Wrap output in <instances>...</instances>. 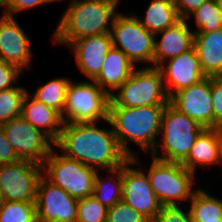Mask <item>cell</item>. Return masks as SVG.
I'll list each match as a JSON object with an SVG mask.
<instances>
[{
  "instance_id": "obj_1",
  "label": "cell",
  "mask_w": 222,
  "mask_h": 222,
  "mask_svg": "<svg viewBox=\"0 0 222 222\" xmlns=\"http://www.w3.org/2000/svg\"><path fill=\"white\" fill-rule=\"evenodd\" d=\"M97 122L64 123L54 147L71 159L99 171L123 166L129 157L120 148L113 129L100 128Z\"/></svg>"
},
{
  "instance_id": "obj_2",
  "label": "cell",
  "mask_w": 222,
  "mask_h": 222,
  "mask_svg": "<svg viewBox=\"0 0 222 222\" xmlns=\"http://www.w3.org/2000/svg\"><path fill=\"white\" fill-rule=\"evenodd\" d=\"M164 109L165 106H108L106 122L111 125L120 148L129 158L137 155L129 147V141L139 145L145 154L154 151Z\"/></svg>"
},
{
  "instance_id": "obj_3",
  "label": "cell",
  "mask_w": 222,
  "mask_h": 222,
  "mask_svg": "<svg viewBox=\"0 0 222 222\" xmlns=\"http://www.w3.org/2000/svg\"><path fill=\"white\" fill-rule=\"evenodd\" d=\"M119 3L116 0H70L54 31V44L68 45L81 37L110 34Z\"/></svg>"
},
{
  "instance_id": "obj_4",
  "label": "cell",
  "mask_w": 222,
  "mask_h": 222,
  "mask_svg": "<svg viewBox=\"0 0 222 222\" xmlns=\"http://www.w3.org/2000/svg\"><path fill=\"white\" fill-rule=\"evenodd\" d=\"M204 129L205 127L196 120L191 119L168 103L161 117V143L157 142L151 153L152 157L163 161L182 163ZM158 148H162L164 156L159 155Z\"/></svg>"
},
{
  "instance_id": "obj_5",
  "label": "cell",
  "mask_w": 222,
  "mask_h": 222,
  "mask_svg": "<svg viewBox=\"0 0 222 222\" xmlns=\"http://www.w3.org/2000/svg\"><path fill=\"white\" fill-rule=\"evenodd\" d=\"M110 95L108 106H166L169 103L159 67L134 69L132 75Z\"/></svg>"
},
{
  "instance_id": "obj_6",
  "label": "cell",
  "mask_w": 222,
  "mask_h": 222,
  "mask_svg": "<svg viewBox=\"0 0 222 222\" xmlns=\"http://www.w3.org/2000/svg\"><path fill=\"white\" fill-rule=\"evenodd\" d=\"M147 176L162 206H175L177 201L180 204L181 201L190 200L195 192V174L181 163L152 157Z\"/></svg>"
},
{
  "instance_id": "obj_7",
  "label": "cell",
  "mask_w": 222,
  "mask_h": 222,
  "mask_svg": "<svg viewBox=\"0 0 222 222\" xmlns=\"http://www.w3.org/2000/svg\"><path fill=\"white\" fill-rule=\"evenodd\" d=\"M42 168L43 176L49 182L77 200L92 195L95 175L99 173L80 161L59 155L54 147L44 160Z\"/></svg>"
},
{
  "instance_id": "obj_8",
  "label": "cell",
  "mask_w": 222,
  "mask_h": 222,
  "mask_svg": "<svg viewBox=\"0 0 222 222\" xmlns=\"http://www.w3.org/2000/svg\"><path fill=\"white\" fill-rule=\"evenodd\" d=\"M109 101L110 96L94 81H70L62 119L64 123L106 121Z\"/></svg>"
},
{
  "instance_id": "obj_9",
  "label": "cell",
  "mask_w": 222,
  "mask_h": 222,
  "mask_svg": "<svg viewBox=\"0 0 222 222\" xmlns=\"http://www.w3.org/2000/svg\"><path fill=\"white\" fill-rule=\"evenodd\" d=\"M113 47L120 49L135 65L149 63L154 66L155 35L147 31L138 16L118 12L111 31Z\"/></svg>"
},
{
  "instance_id": "obj_10",
  "label": "cell",
  "mask_w": 222,
  "mask_h": 222,
  "mask_svg": "<svg viewBox=\"0 0 222 222\" xmlns=\"http://www.w3.org/2000/svg\"><path fill=\"white\" fill-rule=\"evenodd\" d=\"M42 165L30 160L0 165V201L35 203Z\"/></svg>"
},
{
  "instance_id": "obj_11",
  "label": "cell",
  "mask_w": 222,
  "mask_h": 222,
  "mask_svg": "<svg viewBox=\"0 0 222 222\" xmlns=\"http://www.w3.org/2000/svg\"><path fill=\"white\" fill-rule=\"evenodd\" d=\"M132 166H141L138 155L123 164L122 200L150 222L162 205L153 192L146 172Z\"/></svg>"
},
{
  "instance_id": "obj_12",
  "label": "cell",
  "mask_w": 222,
  "mask_h": 222,
  "mask_svg": "<svg viewBox=\"0 0 222 222\" xmlns=\"http://www.w3.org/2000/svg\"><path fill=\"white\" fill-rule=\"evenodd\" d=\"M21 160L43 164L54 143L41 131L19 116L0 125Z\"/></svg>"
},
{
  "instance_id": "obj_13",
  "label": "cell",
  "mask_w": 222,
  "mask_h": 222,
  "mask_svg": "<svg viewBox=\"0 0 222 222\" xmlns=\"http://www.w3.org/2000/svg\"><path fill=\"white\" fill-rule=\"evenodd\" d=\"M77 204L66 191L40 178L35 200L38 222H76Z\"/></svg>"
},
{
  "instance_id": "obj_14",
  "label": "cell",
  "mask_w": 222,
  "mask_h": 222,
  "mask_svg": "<svg viewBox=\"0 0 222 222\" xmlns=\"http://www.w3.org/2000/svg\"><path fill=\"white\" fill-rule=\"evenodd\" d=\"M169 103L205 128H213L211 77L174 93Z\"/></svg>"
},
{
  "instance_id": "obj_15",
  "label": "cell",
  "mask_w": 222,
  "mask_h": 222,
  "mask_svg": "<svg viewBox=\"0 0 222 222\" xmlns=\"http://www.w3.org/2000/svg\"><path fill=\"white\" fill-rule=\"evenodd\" d=\"M159 69L164 89L170 98L174 93L198 83L206 77L202 71L195 48L163 62Z\"/></svg>"
},
{
  "instance_id": "obj_16",
  "label": "cell",
  "mask_w": 222,
  "mask_h": 222,
  "mask_svg": "<svg viewBox=\"0 0 222 222\" xmlns=\"http://www.w3.org/2000/svg\"><path fill=\"white\" fill-rule=\"evenodd\" d=\"M31 40L14 16L0 17V60L17 66L21 71L30 70Z\"/></svg>"
},
{
  "instance_id": "obj_17",
  "label": "cell",
  "mask_w": 222,
  "mask_h": 222,
  "mask_svg": "<svg viewBox=\"0 0 222 222\" xmlns=\"http://www.w3.org/2000/svg\"><path fill=\"white\" fill-rule=\"evenodd\" d=\"M67 46L75 53L78 69L93 81L99 75L104 58L113 45L110 34H100L81 37Z\"/></svg>"
},
{
  "instance_id": "obj_18",
  "label": "cell",
  "mask_w": 222,
  "mask_h": 222,
  "mask_svg": "<svg viewBox=\"0 0 222 222\" xmlns=\"http://www.w3.org/2000/svg\"><path fill=\"white\" fill-rule=\"evenodd\" d=\"M158 35L161 36L159 41L156 39ZM193 47V30H190L187 20L181 19L174 26L155 34L154 66L159 67L166 60L185 53Z\"/></svg>"
},
{
  "instance_id": "obj_19",
  "label": "cell",
  "mask_w": 222,
  "mask_h": 222,
  "mask_svg": "<svg viewBox=\"0 0 222 222\" xmlns=\"http://www.w3.org/2000/svg\"><path fill=\"white\" fill-rule=\"evenodd\" d=\"M21 117L53 143L58 140L64 125L62 115L58 111L46 106L28 91L23 100Z\"/></svg>"
},
{
  "instance_id": "obj_20",
  "label": "cell",
  "mask_w": 222,
  "mask_h": 222,
  "mask_svg": "<svg viewBox=\"0 0 222 222\" xmlns=\"http://www.w3.org/2000/svg\"><path fill=\"white\" fill-rule=\"evenodd\" d=\"M135 66L120 49L112 46L93 81L110 96L132 75Z\"/></svg>"
},
{
  "instance_id": "obj_21",
  "label": "cell",
  "mask_w": 222,
  "mask_h": 222,
  "mask_svg": "<svg viewBox=\"0 0 222 222\" xmlns=\"http://www.w3.org/2000/svg\"><path fill=\"white\" fill-rule=\"evenodd\" d=\"M194 48L206 77L222 76V28L194 33Z\"/></svg>"
},
{
  "instance_id": "obj_22",
  "label": "cell",
  "mask_w": 222,
  "mask_h": 222,
  "mask_svg": "<svg viewBox=\"0 0 222 222\" xmlns=\"http://www.w3.org/2000/svg\"><path fill=\"white\" fill-rule=\"evenodd\" d=\"M196 174V168L219 164L217 128H205L194 142L187 158L181 163Z\"/></svg>"
},
{
  "instance_id": "obj_23",
  "label": "cell",
  "mask_w": 222,
  "mask_h": 222,
  "mask_svg": "<svg viewBox=\"0 0 222 222\" xmlns=\"http://www.w3.org/2000/svg\"><path fill=\"white\" fill-rule=\"evenodd\" d=\"M142 26L152 34L162 32L174 26L181 19L173 0H152L147 7L145 17H138Z\"/></svg>"
},
{
  "instance_id": "obj_24",
  "label": "cell",
  "mask_w": 222,
  "mask_h": 222,
  "mask_svg": "<svg viewBox=\"0 0 222 222\" xmlns=\"http://www.w3.org/2000/svg\"><path fill=\"white\" fill-rule=\"evenodd\" d=\"M107 172L109 180L107 177L100 178V173L99 175L96 173L92 196L102 205L109 208L122 200L123 166L116 169L107 170Z\"/></svg>"
},
{
  "instance_id": "obj_25",
  "label": "cell",
  "mask_w": 222,
  "mask_h": 222,
  "mask_svg": "<svg viewBox=\"0 0 222 222\" xmlns=\"http://www.w3.org/2000/svg\"><path fill=\"white\" fill-rule=\"evenodd\" d=\"M205 189H195L188 209L193 222H220L222 200L207 193Z\"/></svg>"
},
{
  "instance_id": "obj_26",
  "label": "cell",
  "mask_w": 222,
  "mask_h": 222,
  "mask_svg": "<svg viewBox=\"0 0 222 222\" xmlns=\"http://www.w3.org/2000/svg\"><path fill=\"white\" fill-rule=\"evenodd\" d=\"M70 81L71 79L66 77L52 79L44 85L39 86L35 90L33 97L62 115Z\"/></svg>"
},
{
  "instance_id": "obj_27",
  "label": "cell",
  "mask_w": 222,
  "mask_h": 222,
  "mask_svg": "<svg viewBox=\"0 0 222 222\" xmlns=\"http://www.w3.org/2000/svg\"><path fill=\"white\" fill-rule=\"evenodd\" d=\"M191 16L197 27L193 33H209L222 28V7L217 0H206L186 20Z\"/></svg>"
},
{
  "instance_id": "obj_28",
  "label": "cell",
  "mask_w": 222,
  "mask_h": 222,
  "mask_svg": "<svg viewBox=\"0 0 222 222\" xmlns=\"http://www.w3.org/2000/svg\"><path fill=\"white\" fill-rule=\"evenodd\" d=\"M27 89L22 86L0 91V125L21 116Z\"/></svg>"
},
{
  "instance_id": "obj_29",
  "label": "cell",
  "mask_w": 222,
  "mask_h": 222,
  "mask_svg": "<svg viewBox=\"0 0 222 222\" xmlns=\"http://www.w3.org/2000/svg\"><path fill=\"white\" fill-rule=\"evenodd\" d=\"M0 222H37L35 203L0 201Z\"/></svg>"
},
{
  "instance_id": "obj_30",
  "label": "cell",
  "mask_w": 222,
  "mask_h": 222,
  "mask_svg": "<svg viewBox=\"0 0 222 222\" xmlns=\"http://www.w3.org/2000/svg\"><path fill=\"white\" fill-rule=\"evenodd\" d=\"M108 208L92 195L78 200L76 222H107Z\"/></svg>"
},
{
  "instance_id": "obj_31",
  "label": "cell",
  "mask_w": 222,
  "mask_h": 222,
  "mask_svg": "<svg viewBox=\"0 0 222 222\" xmlns=\"http://www.w3.org/2000/svg\"><path fill=\"white\" fill-rule=\"evenodd\" d=\"M107 222H149L123 200L108 208Z\"/></svg>"
},
{
  "instance_id": "obj_32",
  "label": "cell",
  "mask_w": 222,
  "mask_h": 222,
  "mask_svg": "<svg viewBox=\"0 0 222 222\" xmlns=\"http://www.w3.org/2000/svg\"><path fill=\"white\" fill-rule=\"evenodd\" d=\"M150 222H193L189 209L183 210L179 204L161 206L158 214Z\"/></svg>"
},
{
  "instance_id": "obj_33",
  "label": "cell",
  "mask_w": 222,
  "mask_h": 222,
  "mask_svg": "<svg viewBox=\"0 0 222 222\" xmlns=\"http://www.w3.org/2000/svg\"><path fill=\"white\" fill-rule=\"evenodd\" d=\"M213 128L222 127V76L211 77Z\"/></svg>"
},
{
  "instance_id": "obj_34",
  "label": "cell",
  "mask_w": 222,
  "mask_h": 222,
  "mask_svg": "<svg viewBox=\"0 0 222 222\" xmlns=\"http://www.w3.org/2000/svg\"><path fill=\"white\" fill-rule=\"evenodd\" d=\"M22 72L17 66L0 60V91L7 90L18 85L16 82ZM16 84V85H15Z\"/></svg>"
},
{
  "instance_id": "obj_35",
  "label": "cell",
  "mask_w": 222,
  "mask_h": 222,
  "mask_svg": "<svg viewBox=\"0 0 222 222\" xmlns=\"http://www.w3.org/2000/svg\"><path fill=\"white\" fill-rule=\"evenodd\" d=\"M21 160L11 144L8 143L6 136L0 126V165L15 163Z\"/></svg>"
},
{
  "instance_id": "obj_36",
  "label": "cell",
  "mask_w": 222,
  "mask_h": 222,
  "mask_svg": "<svg viewBox=\"0 0 222 222\" xmlns=\"http://www.w3.org/2000/svg\"><path fill=\"white\" fill-rule=\"evenodd\" d=\"M41 5H44L42 0H10L9 6L2 13L13 17L15 13H22L23 10Z\"/></svg>"
},
{
  "instance_id": "obj_37",
  "label": "cell",
  "mask_w": 222,
  "mask_h": 222,
  "mask_svg": "<svg viewBox=\"0 0 222 222\" xmlns=\"http://www.w3.org/2000/svg\"><path fill=\"white\" fill-rule=\"evenodd\" d=\"M206 0H173L180 19L186 20Z\"/></svg>"
},
{
  "instance_id": "obj_38",
  "label": "cell",
  "mask_w": 222,
  "mask_h": 222,
  "mask_svg": "<svg viewBox=\"0 0 222 222\" xmlns=\"http://www.w3.org/2000/svg\"><path fill=\"white\" fill-rule=\"evenodd\" d=\"M218 143H219V164L222 165V127L217 128Z\"/></svg>"
},
{
  "instance_id": "obj_39",
  "label": "cell",
  "mask_w": 222,
  "mask_h": 222,
  "mask_svg": "<svg viewBox=\"0 0 222 222\" xmlns=\"http://www.w3.org/2000/svg\"><path fill=\"white\" fill-rule=\"evenodd\" d=\"M10 0H0V7H3V11L9 6Z\"/></svg>"
},
{
  "instance_id": "obj_40",
  "label": "cell",
  "mask_w": 222,
  "mask_h": 222,
  "mask_svg": "<svg viewBox=\"0 0 222 222\" xmlns=\"http://www.w3.org/2000/svg\"><path fill=\"white\" fill-rule=\"evenodd\" d=\"M44 5L48 4V3H52V2H56V1H63V0H42Z\"/></svg>"
},
{
  "instance_id": "obj_41",
  "label": "cell",
  "mask_w": 222,
  "mask_h": 222,
  "mask_svg": "<svg viewBox=\"0 0 222 222\" xmlns=\"http://www.w3.org/2000/svg\"><path fill=\"white\" fill-rule=\"evenodd\" d=\"M219 5L222 7V0H217Z\"/></svg>"
}]
</instances>
